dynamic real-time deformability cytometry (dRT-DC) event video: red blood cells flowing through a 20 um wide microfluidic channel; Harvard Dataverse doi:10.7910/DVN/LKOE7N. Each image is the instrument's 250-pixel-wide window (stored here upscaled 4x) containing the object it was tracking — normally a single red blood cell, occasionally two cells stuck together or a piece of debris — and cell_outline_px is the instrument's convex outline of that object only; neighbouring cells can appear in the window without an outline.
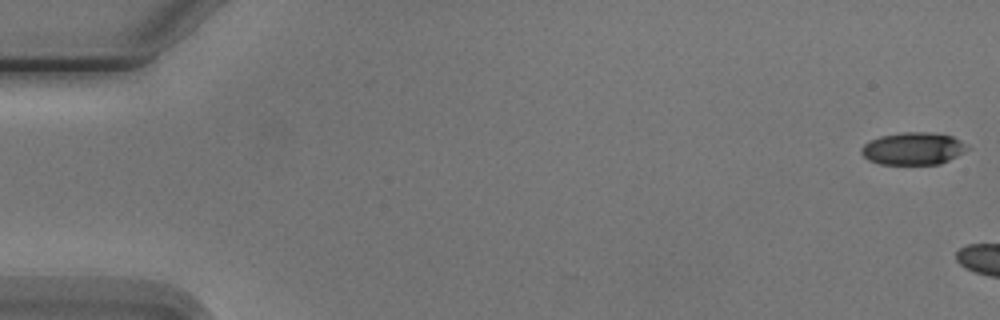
{"species": "Egyptian fruit bat (a non-hibernating species)", "species_latin": "Rousettus aegyptiacus", "temperature_condition": "cold", "stored_images_in_passage": 7, "camera_frame_rate_fps": 3000, "um_per_image_px": 0.085, "animal": {"sex": "male"}, "frame": {"image": 1, "passage_image": 1, "time_ms": 0.0, "image_size_px": [1000, 320], "cell_outline_px": [[972, 148], [940, 164], [880, 164], [868, 160], [860, 152], [860, 148], [868, 140], [880, 136], [900, 132], [932, 132], [952, 136], [968, 144]], "centroid_in_image_um": [77.62, 12.62], "position_along_channel_um": 7.4, "area_um2": 20.29}}
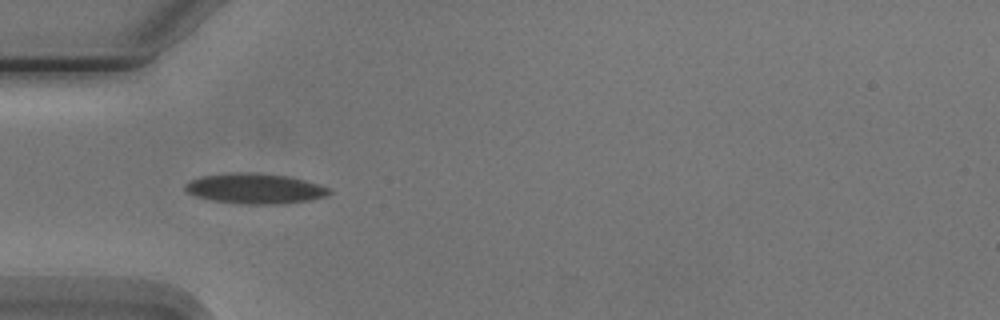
{"frame": {"image": 2, "passage_image": 6, "time_ms": 7.0, "image_size_px": [1000, 320], "cell_outline_px": [[332, 192], [328, 196], [308, 200], [284, 204], [244, 204], [212, 200], [196, 196], [188, 192], [184, 188], [184, 184], [200, 176], [232, 172], [256, 172], [292, 176], [320, 184], [328, 188]], "centroid_in_image_um": [21.71, 16.01], "position_along_channel_um": 63.3, "area_um2": 25.72}}
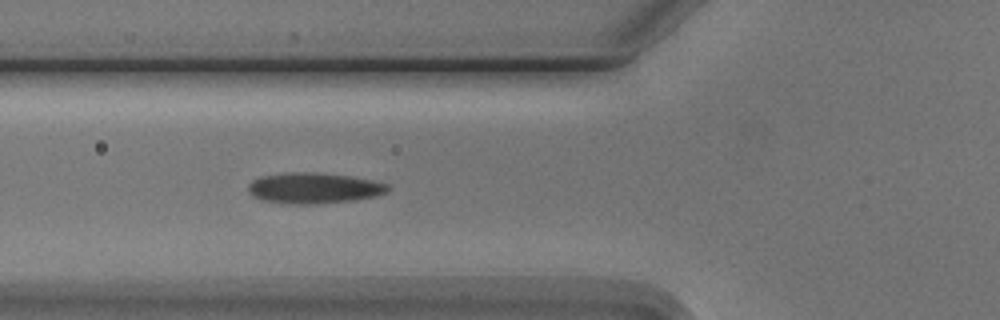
{"frame": {"image": 3, "passage_image": 7, "time_ms": 8.0, "image_size_px": [1000, 320], "cell_outline_px": [[392, 188], [388, 192], [376, 196], [352, 200], [316, 204], [288, 204], [260, 200], [252, 196], [248, 192], [248, 184], [252, 180], [260, 176], [288, 172], [312, 172], [352, 176], [372, 180], [388, 184]], "centroid_in_image_um": [26.66, 15.99], "position_along_channel_um": 99.1, "area_um2": 25.37}}